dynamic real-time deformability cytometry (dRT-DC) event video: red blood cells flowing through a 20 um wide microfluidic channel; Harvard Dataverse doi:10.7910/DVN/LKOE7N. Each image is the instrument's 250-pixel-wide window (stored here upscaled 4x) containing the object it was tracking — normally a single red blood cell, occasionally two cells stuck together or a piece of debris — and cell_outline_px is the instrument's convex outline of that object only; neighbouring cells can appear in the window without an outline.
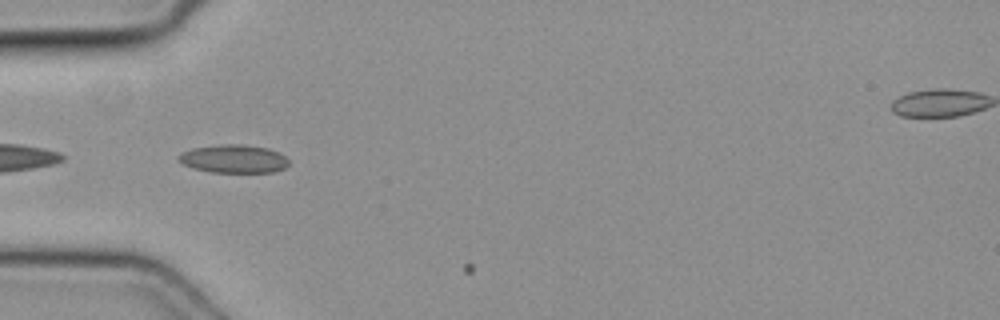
{"species": "common noctule bat (a hibernating species)", "species_latin": "Nyctalus noctula", "temperature_condition": "cold", "stored_images_in_passage": 4, "camera_frame_rate_fps": 3000, "um_per_image_px": 0.085, "animal": {"sex": "female", "body_mass_g": 19.3, "forearm_length_mm": 54.1}, "frame": {"image": 1, "passage_image": 2, "time_ms": 0.333, "image_size_px": [1000, 320], "cell_outline_px": [[288, 164], [284, 168], [272, 172], [212, 172], [192, 168], [184, 164], [176, 156], [180, 152], [192, 148], [220, 144], [240, 144], [268, 148], [280, 152], [288, 160]], "centroid_in_image_um": [19.84, 13.49], "position_along_channel_um": 65.2, "area_um2": 18.15}}